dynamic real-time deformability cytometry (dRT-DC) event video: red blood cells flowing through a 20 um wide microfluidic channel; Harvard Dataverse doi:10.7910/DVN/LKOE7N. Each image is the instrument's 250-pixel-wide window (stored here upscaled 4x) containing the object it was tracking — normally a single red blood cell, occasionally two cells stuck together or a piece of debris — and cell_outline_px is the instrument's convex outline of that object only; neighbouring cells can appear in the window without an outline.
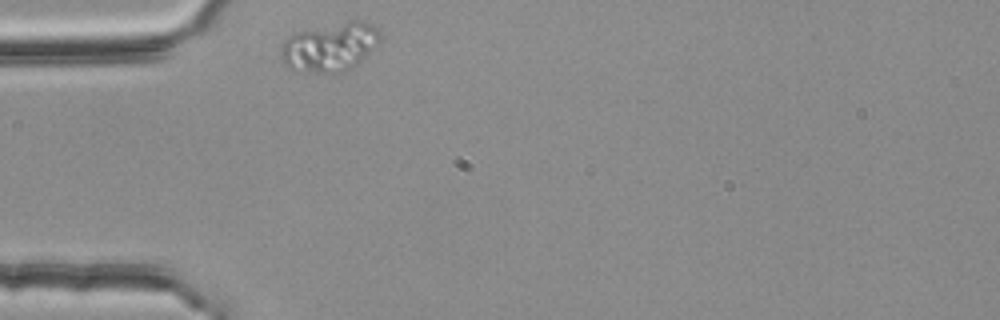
{"species": "common noctule bat (a hibernating species)", "species_latin": "Nyctalus noctula", "temperature_condition": "room temperature", "stored_images_in_passage": 1, "camera_frame_rate_fps": 3000, "um_per_image_px": 0.085, "animal": {"sex": "female", "body_mass_g": 25.1}, "frame": {"image": 1, "passage_image": 1, "time_ms": 0.0, "image_size_px": [1000, 320], "cell_outline_px": [[380, 40], [352, 68], [340, 72], [316, 72], [288, 68], [284, 64], [280, 56], [280, 48], [284, 40], [288, 36], [296, 32], [348, 20], [364, 20], [376, 28], [380, 32]], "centroid_in_image_um": [28.01, 3.96], "position_along_channel_um": 57.0, "area_um2": 27.92}}